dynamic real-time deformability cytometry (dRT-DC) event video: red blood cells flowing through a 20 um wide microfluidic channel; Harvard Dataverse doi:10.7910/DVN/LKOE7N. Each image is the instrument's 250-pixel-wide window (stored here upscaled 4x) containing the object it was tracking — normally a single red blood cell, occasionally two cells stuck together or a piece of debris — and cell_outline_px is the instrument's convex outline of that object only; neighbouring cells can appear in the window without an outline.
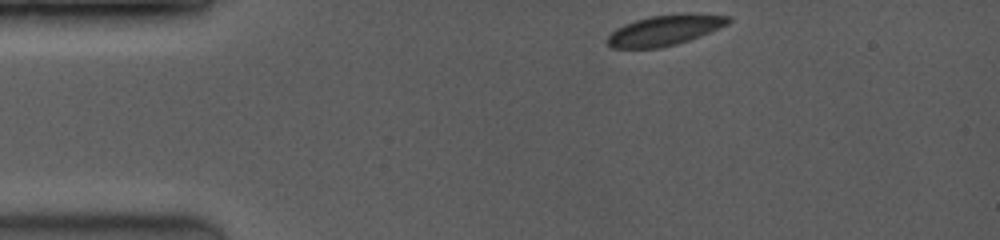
{"species": "common noctule bat (a hibernating species)", "species_latin": "Nyctalus noctula", "temperature_condition": "room temperature", "stored_images_in_passage": 7, "camera_frame_rate_fps": 3500, "um_per_image_px": 0.085, "animal": {"sex": "female", "body_mass_g": 19.0, "forearm_length_mm": 53.3}, "frame": {"image": 1, "passage_image": 1, "time_ms": 0.0, "image_size_px": [1000, 240], "cell_outline_px": [[732, 20], [728, 24], [720, 28], [700, 36], [676, 44], [660, 48], [612, 48], [608, 44], [608, 36], [616, 28], [624, 24], [636, 20], [652, 16], [728, 16]], "centroid_in_image_um": [56.43, 2.63], "position_along_channel_um": 28.6, "area_um2": 20.35}}
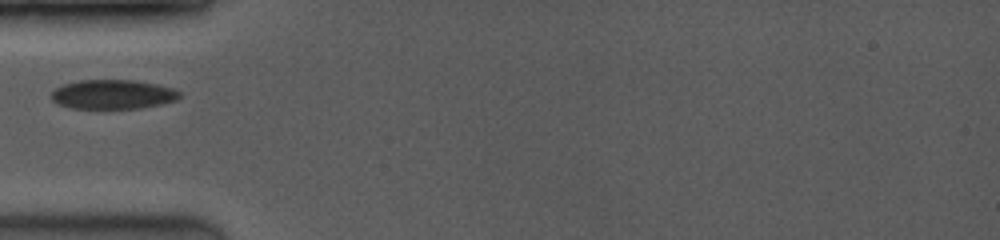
{"frame": {"image": 2, "passage_image": 5, "time_ms": 2.571, "image_size_px": [1000, 240], "cell_outline_px": [[180, 96], [176, 100], [160, 104], [140, 108], [68, 108], [52, 100], [52, 92], [56, 88], [64, 84], [80, 80], [132, 80], [156, 84], [172, 88], [180, 92]], "centroid_in_image_um": [9.59, 8.02], "position_along_channel_um": 75.4, "area_um2": 21.68}}
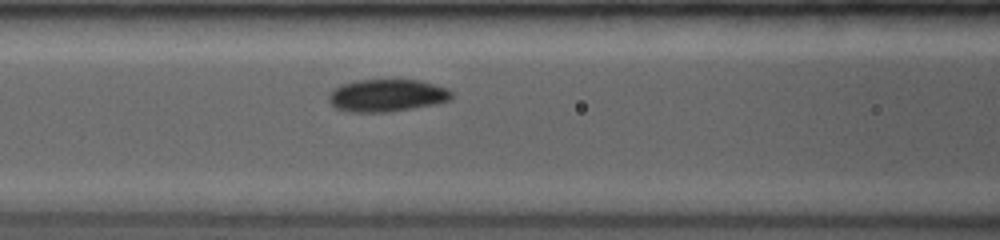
{"frame": {"image": 3, "passage_image": 7, "time_ms": 4.0, "image_size_px": [1000, 240], "cell_outline_px": [[452, 100], [436, 104], [388, 112], [352, 112], [336, 108], [328, 100], [328, 96], [336, 88], [344, 84], [356, 80], [420, 80], [448, 88], [452, 92]], "centroid_in_image_um": [32.94, 8.12], "position_along_channel_um": 133.7, "area_um2": 23.12}}